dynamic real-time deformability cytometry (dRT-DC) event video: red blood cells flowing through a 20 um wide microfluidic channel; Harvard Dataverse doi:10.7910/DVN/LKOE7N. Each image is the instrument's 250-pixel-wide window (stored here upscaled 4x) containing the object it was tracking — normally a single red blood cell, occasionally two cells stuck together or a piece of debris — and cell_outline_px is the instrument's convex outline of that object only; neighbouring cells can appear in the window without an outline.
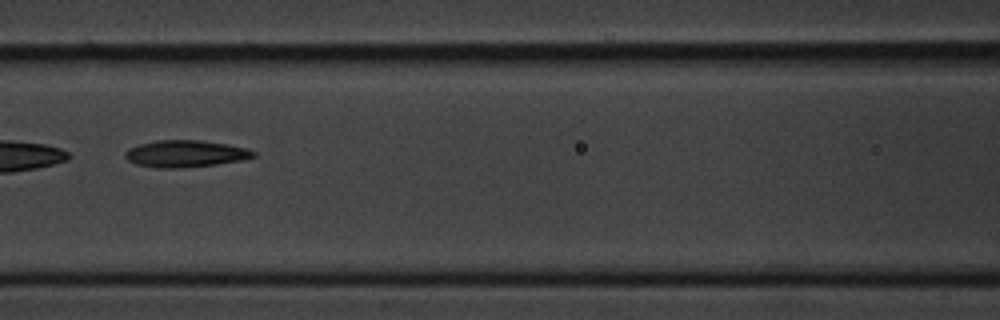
{"species": "common noctule bat (a hibernating species)", "species_latin": "Nyctalus noctula", "temperature_condition": "cold", "stored_images_in_passage": 11, "camera_frame_rate_fps": 3000, "um_per_image_px": 0.085, "animal": {"sex": "male", "body_mass_g": 20.1, "forearm_length_mm": 53.5}, "frame": {"image": 1, "passage_image": 7, "time_ms": 8.0, "image_size_px": [1000, 320], "cell_outline_px": [[256, 156], [240, 160], [216, 164], [180, 168], [156, 168], [136, 164], [128, 160], [124, 156], [124, 152], [128, 148], [140, 144], [156, 140], [200, 140], [228, 144], [248, 148], [256, 152]], "centroid_in_image_um": [15.75, 13.06], "position_along_channel_um": 150.9, "area_um2": 20.17}}